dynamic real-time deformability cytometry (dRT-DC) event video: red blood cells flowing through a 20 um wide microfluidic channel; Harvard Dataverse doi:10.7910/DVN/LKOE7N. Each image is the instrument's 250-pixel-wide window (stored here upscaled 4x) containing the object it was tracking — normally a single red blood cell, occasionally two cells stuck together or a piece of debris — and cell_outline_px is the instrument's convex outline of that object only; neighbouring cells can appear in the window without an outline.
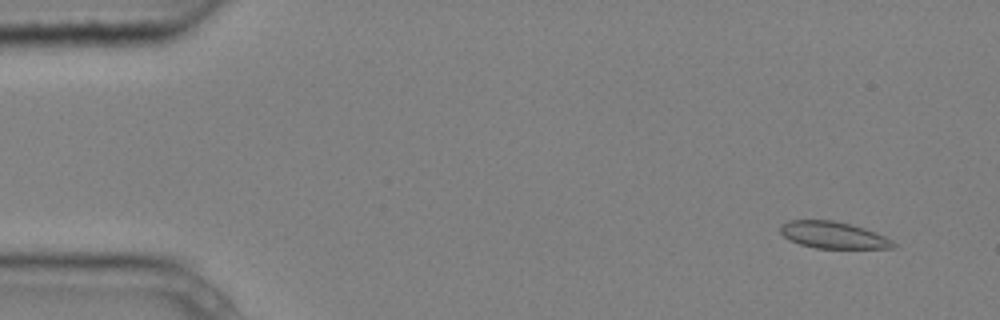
{"species": "common noctule bat (a hibernating species)", "species_latin": "Nyctalus noctula", "temperature_condition": "cold", "stored_images_in_passage": 4, "camera_frame_rate_fps": 3000, "um_per_image_px": 0.085, "animal": {"sex": "male", "body_mass_g": 20.4}, "frame": {"image": 1, "passage_image": 1, "time_ms": 0.0, "image_size_px": [1000, 320], "cell_outline_px": [[896, 244], [892, 248], [816, 248], [800, 244], [788, 240], [780, 232], [780, 224], [788, 220], [832, 220], [864, 228], [884, 236], [892, 240]], "centroid_in_image_um": [70.77, 19.98], "position_along_channel_um": 14.2, "area_um2": 17.51}}
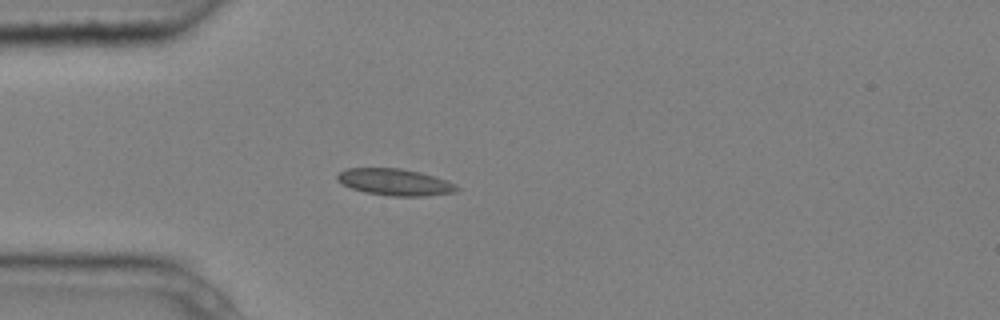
{"frame": {"image": 2, "passage_image": 4, "time_ms": 1.0, "image_size_px": [1000, 320], "cell_outline_px": [[460, 188], [456, 192], [428, 196], [388, 196], [364, 192], [352, 188], [336, 180], [336, 176], [340, 172], [348, 168], [400, 168], [420, 172], [456, 184]], "centroid_in_image_um": [33.57, 15.49], "position_along_channel_um": 51.4, "area_um2": 18.55}}